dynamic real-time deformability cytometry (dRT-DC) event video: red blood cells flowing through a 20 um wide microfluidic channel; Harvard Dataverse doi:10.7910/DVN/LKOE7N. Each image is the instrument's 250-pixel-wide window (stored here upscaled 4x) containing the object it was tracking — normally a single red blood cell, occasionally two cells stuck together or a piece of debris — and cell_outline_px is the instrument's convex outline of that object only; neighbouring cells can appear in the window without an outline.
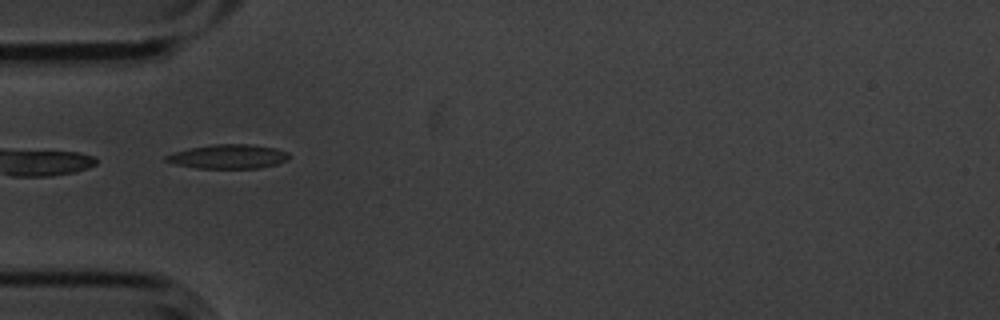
{"species": "common noctule bat (a hibernating species)", "species_latin": "Nyctalus noctula", "temperature_condition": "cold", "stored_images_in_passage": 13, "camera_frame_rate_fps": 3000, "um_per_image_px": 0.085, "animal": {"sex": "male", "body_mass_g": 20.1, "forearm_length_mm": 53.5}, "frame": {"image": 1, "passage_image": 4, "time_ms": 1.0, "image_size_px": [1000, 320], "cell_outline_px": [[288, 160], [276, 164], [260, 168], [200, 168], [176, 164], [164, 160], [164, 156], [172, 152], [212, 144], [248, 144], [276, 148], [288, 152]], "centroid_in_image_um": [19.4, 13.3], "position_along_channel_um": 65.6, "area_um2": 17.22}}
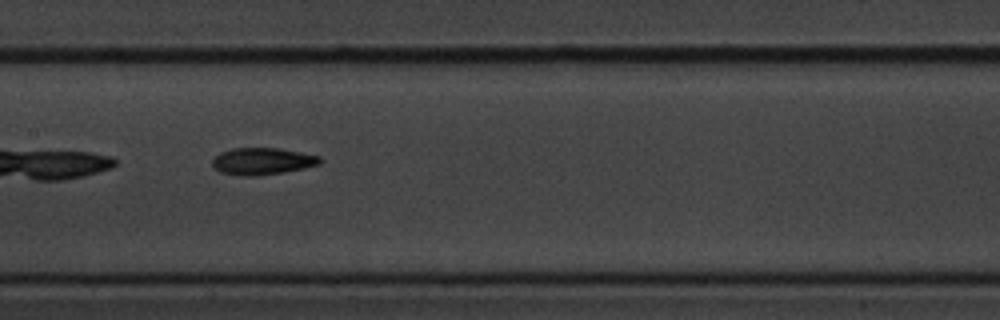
{"frame": {"image": 2, "passage_image": 7, "time_ms": 2.0, "image_size_px": [1000, 320], "cell_outline_px": [[320, 164], [304, 168], [280, 172], [248, 176], [220, 172], [212, 168], [212, 160], [220, 152], [232, 148], [280, 148], [320, 156]], "centroid_in_image_um": [22.26, 13.69], "position_along_channel_um": 185.1, "area_um2": 16.65}}
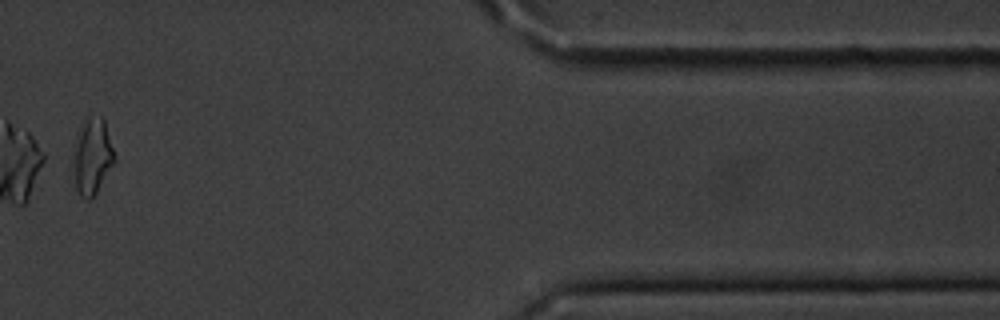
{"frame": {"image": 3, "passage_image": 12, "time_ms": 3.667, "image_size_px": [1000, 320], "cell_outline_px": [[116, 160], [92, 200], [88, 200], [80, 196], [76, 188], [72, 152], [84, 120], [88, 116], [100, 116], [104, 120], [116, 156]], "centroid_in_image_um": [7.86, 13.32], "position_along_channel_um": 403.5, "area_um2": 18.26}}